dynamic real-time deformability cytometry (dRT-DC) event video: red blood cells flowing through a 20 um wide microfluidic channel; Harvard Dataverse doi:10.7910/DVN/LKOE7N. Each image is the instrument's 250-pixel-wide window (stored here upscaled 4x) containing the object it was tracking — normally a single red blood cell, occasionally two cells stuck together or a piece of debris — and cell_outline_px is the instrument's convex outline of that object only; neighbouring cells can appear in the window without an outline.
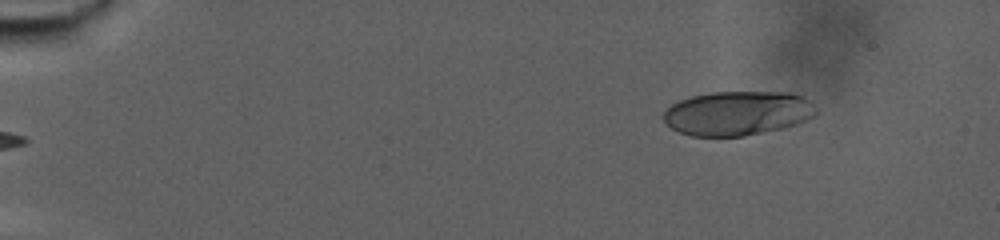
{"species": "human", "species_latin": "Homo sapiens", "temperature_condition": "warm", "stored_images_in_passage": 69, "camera_frame_rate_fps": 3000, "um_per_image_px": 0.085, "donor": {"sex": "male"}, "frame": {"image": 1, "passage_image": 1, "time_ms": 0.0, "image_size_px": [1000, 240], "cell_outline_px": [[816, 112], [812, 116], [796, 124], [780, 128], [744, 136], [692, 136], [680, 132], [672, 128], [664, 120], [664, 112], [672, 104], [680, 100], [692, 96], [712, 92], [792, 92], [808, 100], [816, 108]], "centroid_in_image_um": [62.67, 9.61], "position_along_channel_um": 22.3, "area_um2": 38.96}}
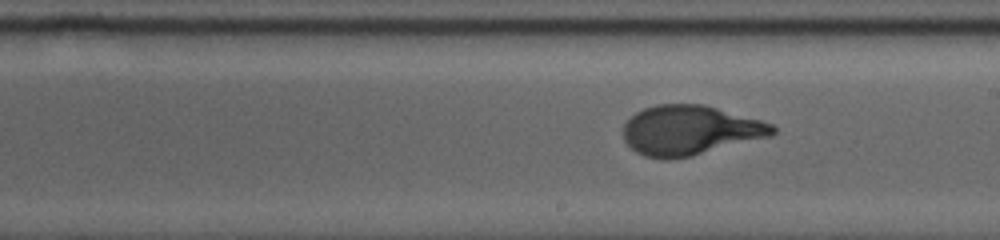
{"frame": {"image": 2, "passage_image": 38, "time_ms": 12.333, "image_size_px": [1000, 240], "cell_outline_px": [[776, 132], [772, 136], [692, 156], [668, 160], [660, 160], [644, 156], [636, 152], [624, 140], [624, 124], [636, 112], [644, 108], [656, 104], [704, 104], [760, 120], [772, 124], [776, 128]], "centroid_in_image_um": [58.65, 11.09], "position_along_channel_um": 230.4, "area_um2": 43.35}}
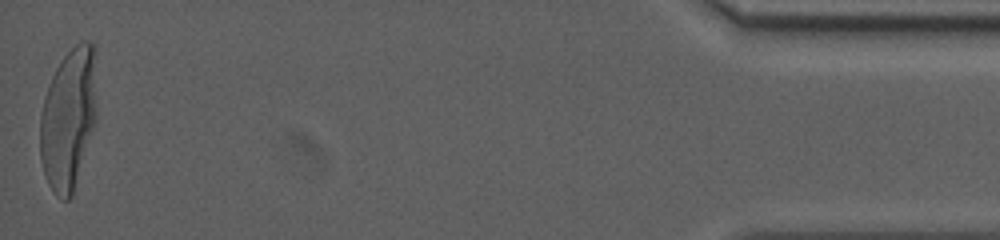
{"frame": {"image": 3, "passage_image": 69, "time_ms": 22.667, "image_size_px": [1000, 240], "cell_outline_px": [[96, 116], [72, 196], [68, 200], [60, 200], [52, 192], [48, 184], [40, 160], [40, 116], [44, 96], [48, 84], [60, 60], [80, 40], [88, 40], [96, 48]], "centroid_in_image_um": [5.81, 10.05], "position_along_channel_um": 429.4, "area_um2": 47.05}, "authors_computed_cell_mechanics": {"area_um2": 42.3674, "velocity_mm_per_s": 2.7036, "shape_relaxation_time_tau1_ms": 6.8042, "shape_relaxation_time_tau2_ms": null, "deformation_change_tau1": 0.2725, "deformation_change_tau2": null}}